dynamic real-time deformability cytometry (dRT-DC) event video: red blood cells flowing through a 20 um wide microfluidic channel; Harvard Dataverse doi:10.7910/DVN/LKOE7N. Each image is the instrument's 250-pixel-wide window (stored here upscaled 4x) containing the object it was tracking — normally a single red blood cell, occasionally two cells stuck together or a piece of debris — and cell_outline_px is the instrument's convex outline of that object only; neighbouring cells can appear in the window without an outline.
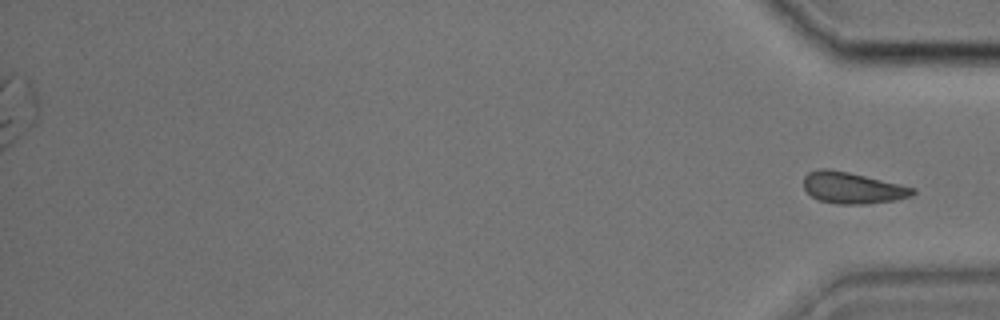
{"species": "common noctule bat (a hibernating species)", "species_latin": "Nyctalus noctula", "temperature_condition": "cold", "stored_images_in_passage": 43, "segment_of_instrument_passage": [2, 2], "camera_frame_rate_fps": 3000, "um_per_image_px": 0.085, "animal": {"sex": "male", "body_mass_g": 17.9, "forearm_length_mm": 54.2}, "frame": {"image": 1, "passage_image": 43, "time_ms": 14.0, "image_size_px": [1000, 320], "cell_outline_px": [[916, 192], [908, 196], [896, 200], [864, 204], [840, 204], [820, 200], [812, 196], [804, 188], [804, 176], [808, 172], [820, 168], [828, 168], [848, 172], [900, 184], [916, 188]], "centroid_in_image_um": [72.45, 15.96], "position_along_channel_um": 362.8, "area_um2": 19.77}}